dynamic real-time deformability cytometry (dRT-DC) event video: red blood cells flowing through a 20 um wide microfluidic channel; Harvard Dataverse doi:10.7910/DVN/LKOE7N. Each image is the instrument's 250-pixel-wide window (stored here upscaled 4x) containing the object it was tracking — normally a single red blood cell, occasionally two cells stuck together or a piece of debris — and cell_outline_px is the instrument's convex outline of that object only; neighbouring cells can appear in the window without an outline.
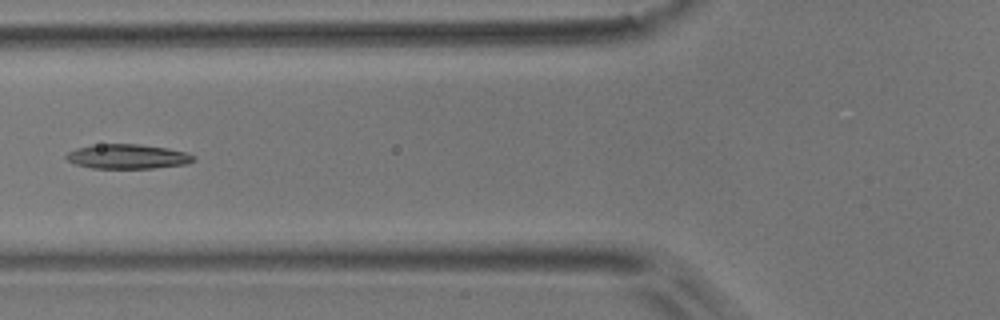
{"species": "common noctule bat (a hibernating species)", "species_latin": "Nyctalus noctula", "temperature_condition": "room temperature", "stored_images_in_passage": 4, "camera_frame_rate_fps": 3000, "um_per_image_px": 0.085, "animal": {"sex": "male", "body_mass_g": 17.9}, "frame": {"image": 1, "passage_image": 4, "time_ms": 1.0, "image_size_px": [1000, 320], "cell_outline_px": [[196, 160], [184, 164], [152, 168], [92, 168], [76, 164], [68, 160], [64, 156], [68, 152], [76, 148], [92, 144], [140, 144], [168, 148], [184, 152], [196, 156]], "centroid_in_image_um": [10.83, 13.29], "position_along_channel_um": 115.0, "area_um2": 18.21}}